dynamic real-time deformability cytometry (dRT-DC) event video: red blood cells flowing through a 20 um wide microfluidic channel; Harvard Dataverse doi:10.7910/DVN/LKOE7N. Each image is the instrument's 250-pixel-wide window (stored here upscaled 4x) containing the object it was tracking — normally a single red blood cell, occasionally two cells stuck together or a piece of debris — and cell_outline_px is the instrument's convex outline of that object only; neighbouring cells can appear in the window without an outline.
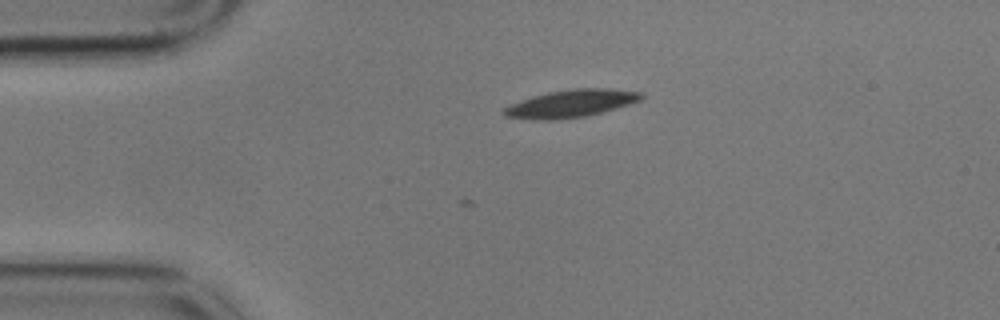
{"species": "common noctule bat (a hibernating species)", "species_latin": "Nyctalus noctula", "temperature_condition": "cold", "stored_images_in_passage": 2, "camera_frame_rate_fps": 3000, "um_per_image_px": 0.085, "animal": {"sex": "male", "body_mass_g": 17.9}, "frame": {"image": 1, "passage_image": 2, "time_ms": 0.333, "image_size_px": [1000, 320], "cell_outline_px": [[644, 96], [640, 100], [616, 108], [584, 116], [552, 120], [536, 120], [504, 116], [500, 112], [504, 108], [520, 100], [532, 96], [548, 92], [572, 88], [604, 88], [644, 92]], "centroid_in_image_um": [48.5, 8.79], "position_along_channel_um": 36.5, "area_um2": 21.96}}